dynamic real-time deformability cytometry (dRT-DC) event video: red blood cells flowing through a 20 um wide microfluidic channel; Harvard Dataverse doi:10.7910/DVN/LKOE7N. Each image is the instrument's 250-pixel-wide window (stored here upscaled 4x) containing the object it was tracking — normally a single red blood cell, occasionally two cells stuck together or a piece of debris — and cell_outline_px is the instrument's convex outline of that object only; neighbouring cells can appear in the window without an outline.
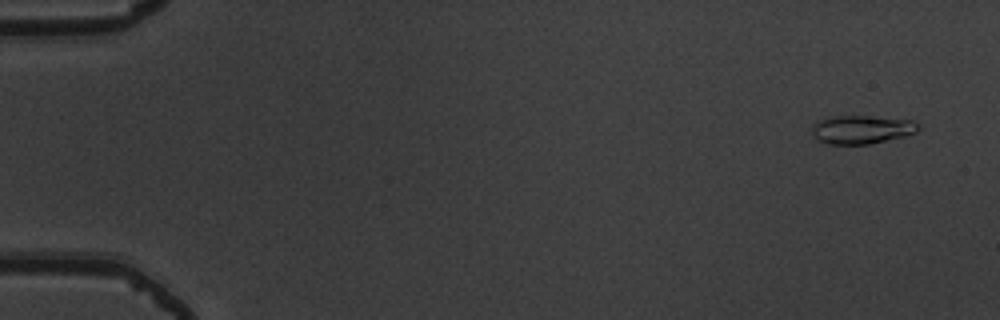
{"species": "common noctule bat (a hibernating species)", "species_latin": "Nyctalus noctula", "temperature_condition": "warm", "stored_images_in_passage": 5, "camera_frame_rate_fps": 3000, "um_per_image_px": 0.085, "animal": {"sex": "male", "body_mass_g": 19.5, "forearm_length_mm": 54.6}, "frame": {"image": 1, "passage_image": 1, "time_ms": 0.0, "image_size_px": [1000, 320], "cell_outline_px": [[920, 128], [916, 132], [904, 136], [868, 144], [828, 144], [820, 140], [812, 132], [812, 124], [820, 120], [832, 116], [868, 116], [912, 120], [920, 124]], "centroid_in_image_um": [73.27, 11.0], "position_along_channel_um": 11.7, "area_um2": 17.46}}